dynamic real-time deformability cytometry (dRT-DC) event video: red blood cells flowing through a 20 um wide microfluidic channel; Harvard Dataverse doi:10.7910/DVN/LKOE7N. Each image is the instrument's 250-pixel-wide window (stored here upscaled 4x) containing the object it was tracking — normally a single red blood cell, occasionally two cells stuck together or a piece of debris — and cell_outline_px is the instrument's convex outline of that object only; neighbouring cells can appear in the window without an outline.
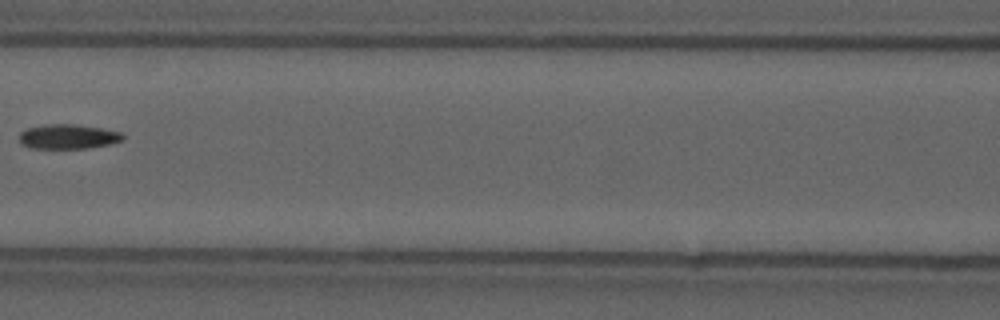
{"species": "common noctule bat (a hibernating species)", "species_latin": "Nyctalus noctula", "temperature_condition": "cold", "stored_images_in_passage": 11, "camera_frame_rate_fps": 3000, "um_per_image_px": 0.085, "animal": {"sex": "male", "forearm_length_mm": 52.5}, "frame": {"image": 1, "passage_image": 7, "time_ms": 2.0, "image_size_px": [1000, 320], "cell_outline_px": [[124, 140], [112, 144], [88, 148], [32, 148], [20, 144], [20, 132], [28, 128], [44, 124], [76, 124], [100, 128], [120, 132], [124, 136]], "centroid_in_image_um": [5.8, 11.61], "position_along_channel_um": 160.8, "area_um2": 14.91}}
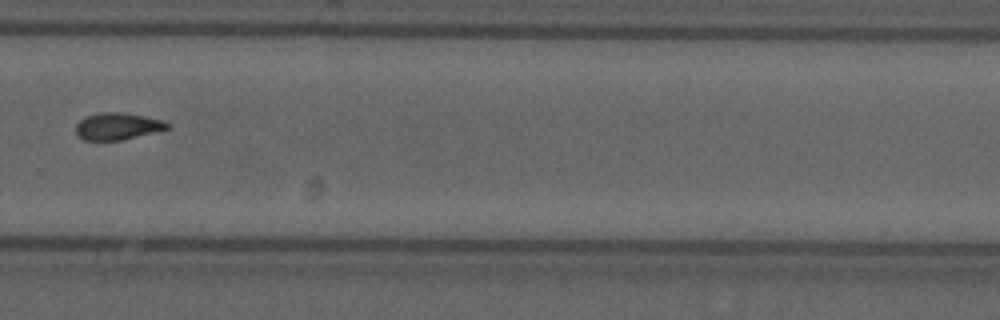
{"frame": {"image": 2, "passage_image": 11, "time_ms": 3.333, "image_size_px": [1000, 320], "cell_outline_px": [[172, 128], [160, 132], [120, 140], [84, 140], [76, 132], [76, 124], [84, 116], [100, 112], [120, 112], [144, 116], [164, 120], [172, 124]], "centroid_in_image_um": [10.07, 10.73], "position_along_channel_um": 319.7, "area_um2": 14.68}}